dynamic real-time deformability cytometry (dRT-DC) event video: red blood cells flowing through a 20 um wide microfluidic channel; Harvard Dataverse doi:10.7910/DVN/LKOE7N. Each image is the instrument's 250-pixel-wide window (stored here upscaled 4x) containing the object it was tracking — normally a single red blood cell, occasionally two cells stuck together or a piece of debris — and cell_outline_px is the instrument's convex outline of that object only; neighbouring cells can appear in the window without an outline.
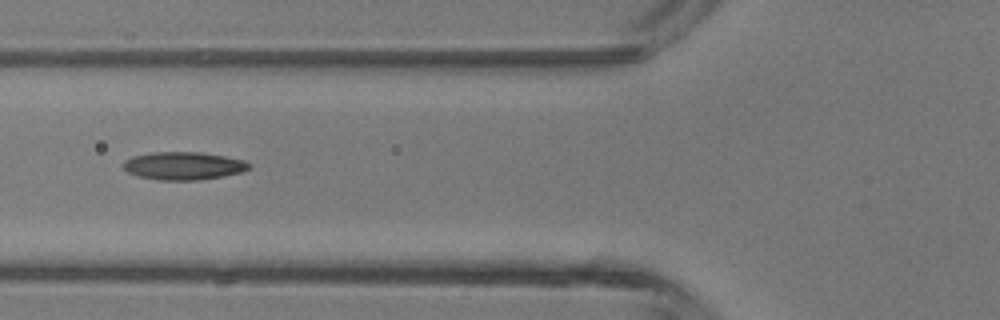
{"species": "common noctule bat (a hibernating species)", "species_latin": "Nyctalus noctula", "temperature_condition": "room temperature", "stored_images_in_passage": 37, "camera_frame_rate_fps": 3000, "um_per_image_px": 0.085, "animal": {"sex": "male", "body_mass_g": 13.3}, "frame": {"image": 1, "passage_image": 9, "time_ms": 2.667, "image_size_px": [1000, 320], "cell_outline_px": [[252, 164], [248, 168], [240, 172], [224, 176], [200, 180], [156, 180], [140, 176], [128, 172], [124, 168], [124, 160], [132, 156], [152, 152], [200, 152], [224, 156], [244, 160]], "centroid_in_image_um": [15.6, 14.09], "position_along_channel_um": 110.2, "area_um2": 20.4}}
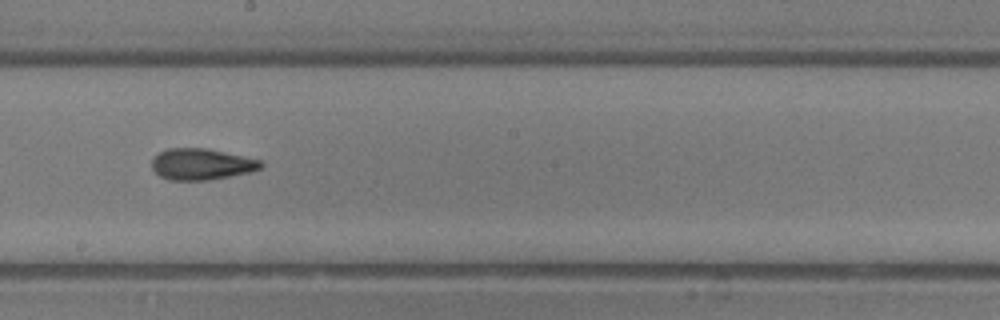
{"frame": {"image": 2, "passage_image": 17, "time_ms": 5.333, "image_size_px": [1000, 320], "cell_outline_px": [[264, 164], [260, 168], [248, 172], [208, 180], [168, 180], [160, 176], [152, 168], [152, 160], [160, 152], [168, 148], [208, 148], [264, 160]], "centroid_in_image_um": [17.15, 13.94], "position_along_channel_um": 231.1, "area_um2": 19.88}}
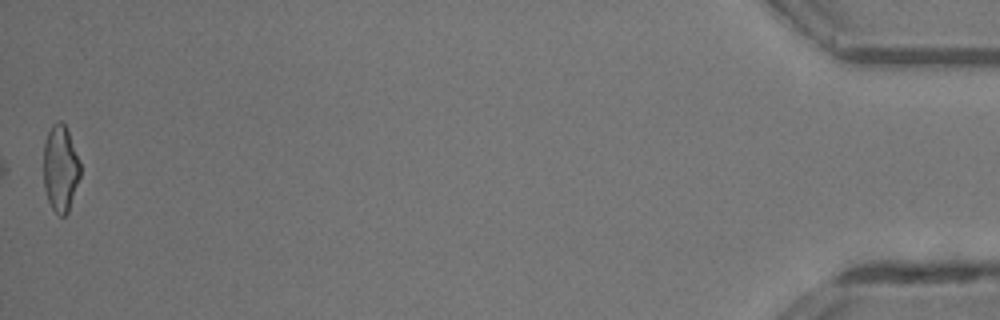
{"frame": {"image": 3, "passage_image": 37, "time_ms": 12.0, "image_size_px": [1000, 320], "cell_outline_px": [[80, 176], [68, 212], [64, 216], [60, 216], [52, 208], [48, 200], [44, 188], [44, 144], [48, 132], [52, 124], [56, 120], [60, 120], [64, 124], [68, 132], [80, 164]], "centroid_in_image_um": [5.12, 14.32], "position_along_channel_um": 430.1, "area_um2": 18.26}, "authors_computed_cell_mechanics": {"area_um2": 19.4786, "velocity_mm_per_s": 4.5146, "shape_relaxation_time_tau1_ms": 5.409, "shape_relaxation_time_tau2_ms": 2.8952, "deformation_change_tau1": 0.1771, "deformation_change_tau2": 0.128}}